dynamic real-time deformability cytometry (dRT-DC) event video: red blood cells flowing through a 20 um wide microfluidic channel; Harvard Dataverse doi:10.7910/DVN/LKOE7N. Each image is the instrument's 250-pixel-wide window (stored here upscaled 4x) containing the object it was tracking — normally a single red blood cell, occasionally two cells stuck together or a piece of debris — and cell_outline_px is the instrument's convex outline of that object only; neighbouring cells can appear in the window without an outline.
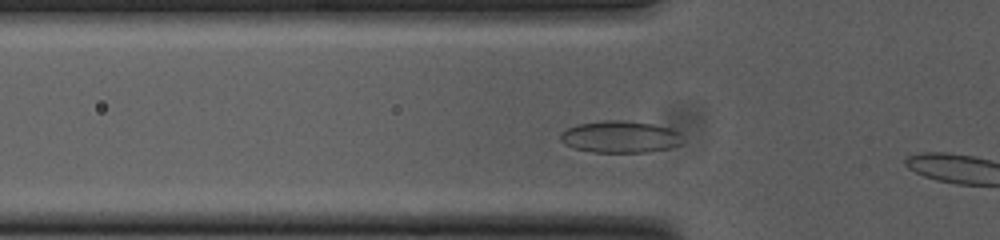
{"species": "common noctule bat (a hibernating species)", "species_latin": "Nyctalus noctula", "temperature_condition": "cold", "stored_images_in_passage": 8, "camera_frame_rate_fps": 3000, "um_per_image_px": 0.085, "animal": {"sex": "female", "body_mass_g": 23.0, "forearm_length_mm": 53.4}, "frame": {"image": 1, "passage_image": 5, "time_ms": 1.333, "image_size_px": [1000, 240], "cell_outline_px": [[680, 144], [668, 148], [648, 152], [592, 152], [576, 148], [564, 144], [560, 140], [560, 132], [568, 128], [580, 124], [604, 120], [624, 120], [652, 124], [672, 128], [680, 132]], "centroid_in_image_um": [52.7, 11.63], "position_along_channel_um": 73.1, "area_um2": 22.6}}